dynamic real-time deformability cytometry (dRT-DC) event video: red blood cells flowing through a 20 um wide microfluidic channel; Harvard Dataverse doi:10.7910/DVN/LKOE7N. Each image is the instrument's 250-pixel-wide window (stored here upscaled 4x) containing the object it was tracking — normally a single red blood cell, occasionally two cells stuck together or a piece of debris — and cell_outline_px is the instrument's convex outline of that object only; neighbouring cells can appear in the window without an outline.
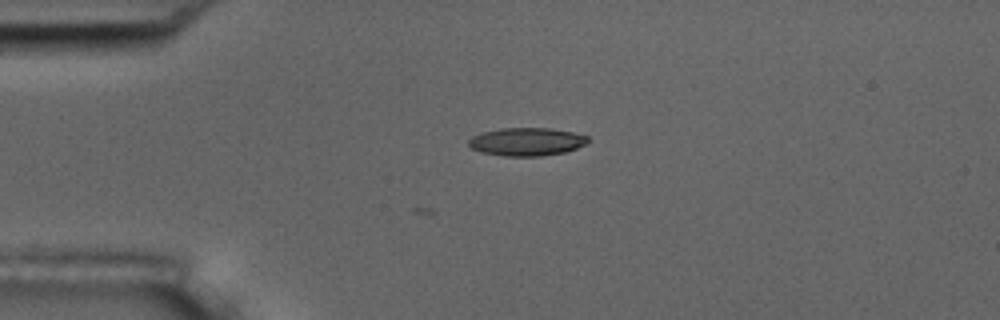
{"species": "common noctule bat (a hibernating species)", "species_latin": "Nyctalus noctula", "temperature_condition": "room temperature", "stored_images_in_passage": 5, "camera_frame_rate_fps": 3000, "um_per_image_px": 0.085, "animal": {"sex": "male", "body_mass_g": 17.5, "forearm_length_mm": 52.3}, "frame": {"image": 1, "passage_image": 4, "time_ms": 3.667, "image_size_px": [1000, 320], "cell_outline_px": [[588, 140], [584, 144], [576, 148], [564, 152], [540, 156], [504, 156], [480, 152], [472, 148], [468, 144], [468, 140], [472, 136], [484, 132], [500, 128], [552, 128], [572, 132], [588, 136]], "centroid_in_image_um": [44.74, 12.04], "position_along_channel_um": 40.3, "area_um2": 19.42}}